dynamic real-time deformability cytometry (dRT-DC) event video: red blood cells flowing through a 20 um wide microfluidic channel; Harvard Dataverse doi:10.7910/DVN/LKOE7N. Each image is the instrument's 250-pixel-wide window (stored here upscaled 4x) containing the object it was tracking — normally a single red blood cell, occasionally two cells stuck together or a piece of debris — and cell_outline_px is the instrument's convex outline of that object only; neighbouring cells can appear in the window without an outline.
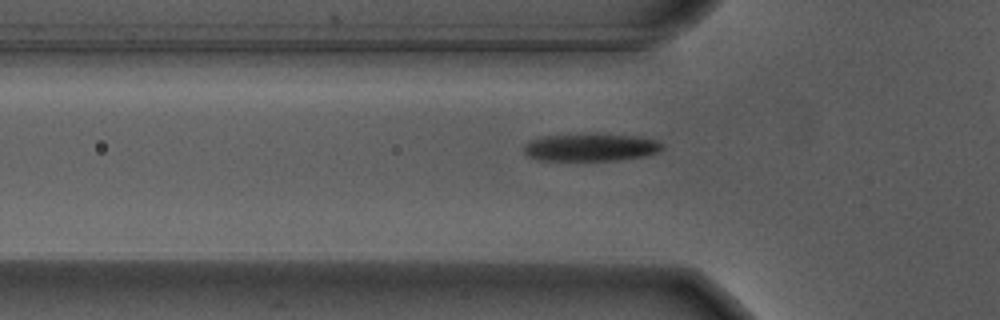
{"species": "Egyptian fruit bat (a non-hibernating species)", "species_latin": "Rousettus aegyptiacus", "temperature_condition": "warm", "stored_images_in_passage": 39, "camera_frame_rate_fps": 3000, "um_per_image_px": 0.085, "animal": {"sex": "male"}, "frame": {"image": 1, "passage_image": 9, "time_ms": 2.667, "image_size_px": [1000, 320], "cell_outline_px": [[664, 148], [656, 152], [644, 156], [616, 160], [540, 160], [528, 156], [524, 152], [524, 144], [528, 140], [544, 136], [636, 136], [656, 140], [664, 144]], "centroid_in_image_um": [50.19, 12.56], "position_along_channel_um": 75.6, "area_um2": 21.39}}
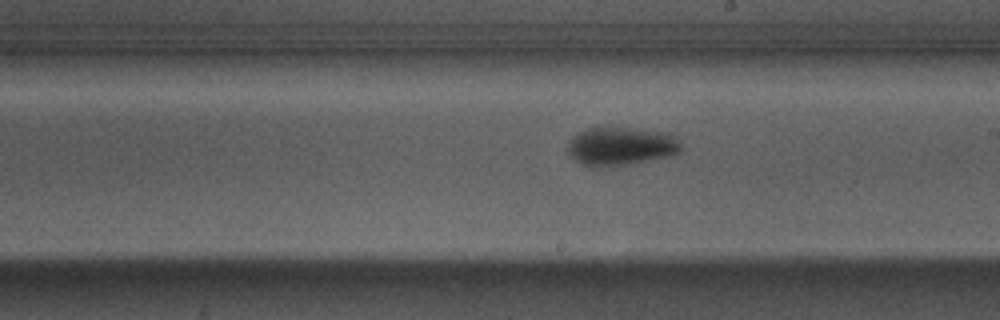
{"frame": {"image": 2, "passage_image": 22, "time_ms": 7.0, "image_size_px": [1000, 320], "cell_outline_px": [[680, 152], [668, 156], [636, 164], [608, 168], [592, 168], [580, 164], [568, 156], [568, 140], [576, 132], [584, 128], [600, 124], [616, 124], [664, 132], [676, 136], [680, 144]], "centroid_in_image_um": [52.68, 12.39], "position_along_channel_um": 236.3, "area_um2": 27.28}}
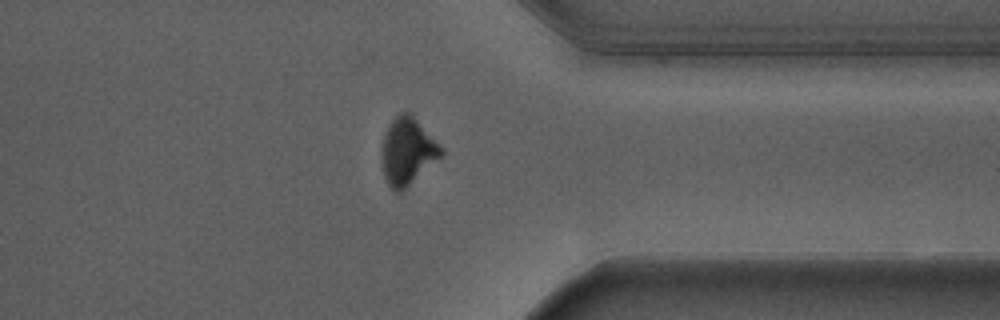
{"frame": {"image": 3, "passage_image": 34, "time_ms": 11.0, "image_size_px": [1000, 320], "cell_outline_px": [[444, 152], [440, 156], [400, 192], [396, 192], [388, 184], [384, 176], [380, 164], [380, 152], [384, 132], [388, 124], [400, 112], [408, 112], [444, 148]], "centroid_in_image_um": [34.57, 12.84], "position_along_channel_um": 376.8, "area_um2": 22.95}, "authors_computed_cell_mechanics": {"area_um2": 24.2182, "velocity_mm_per_s": 3.7012, "shape_relaxation_time_tau1_ms": 1.9036, "shape_relaxation_time_tau2_ms": null, "deformation_change_tau1": 0.1928, "deformation_change_tau2": null}}